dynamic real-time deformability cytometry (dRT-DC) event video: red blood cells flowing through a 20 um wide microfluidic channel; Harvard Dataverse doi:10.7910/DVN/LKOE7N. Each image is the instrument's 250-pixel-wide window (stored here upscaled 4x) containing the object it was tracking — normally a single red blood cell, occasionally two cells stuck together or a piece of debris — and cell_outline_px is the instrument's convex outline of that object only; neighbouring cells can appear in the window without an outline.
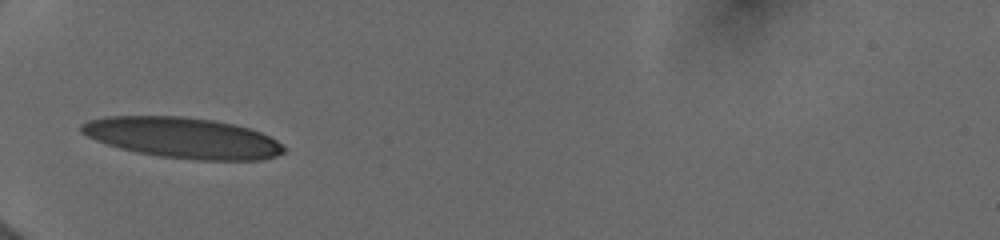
{"species": "human", "species_latin": "Homo sapiens", "temperature_condition": "cold", "stored_images_in_passage": 69, "camera_frame_rate_fps": 3000, "um_per_image_px": 0.085, "donor": {"sex": "female"}, "frame": {"image": 1, "passage_image": 1, "time_ms": 0.0, "image_size_px": [1000, 240], "cell_outline_px": [[284, 152], [276, 156], [260, 160], [196, 160], [160, 156], [136, 152], [120, 148], [96, 140], [80, 132], [80, 124], [88, 120], [104, 116], [184, 116], [216, 120], [248, 128], [260, 132], [276, 140], [284, 148]], "centroid_in_image_um": [15.51, 11.7], "position_along_channel_um": 69.5, "area_um2": 47.97}}
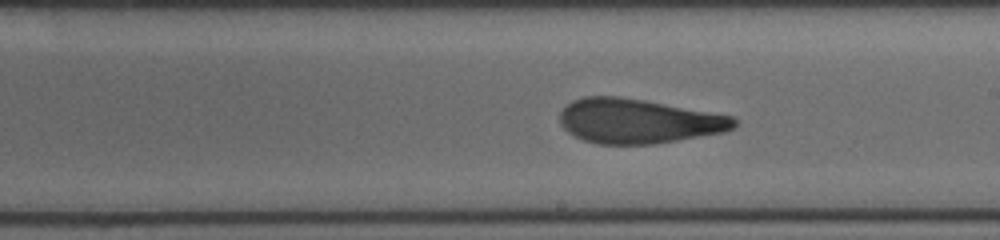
{"frame": {"image": 2, "passage_image": 28, "time_ms": 4.333, "image_size_px": [1000, 240], "cell_outline_px": [[736, 124], [732, 128], [724, 132], [652, 144], [596, 144], [584, 140], [568, 132], [560, 124], [560, 112], [572, 100], [584, 96], [616, 96], [644, 100], [732, 116], [736, 120]], "centroid_in_image_um": [54.21, 10.29], "position_along_channel_um": 234.8, "area_um2": 44.85}}
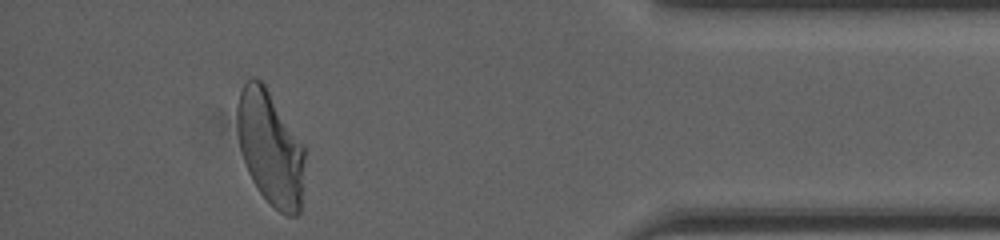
{"frame": {"image": 3, "passage_image": 59, "time_ms": 9.667, "image_size_px": [1000, 240], "cell_outline_px": [[304, 160], [300, 212], [296, 216], [288, 216], [280, 212], [260, 192], [252, 180], [248, 172], [240, 148], [236, 128], [236, 108], [240, 92], [244, 84], [252, 76], [260, 80], [264, 84], [304, 144]], "centroid_in_image_um": [22.96, 12.55], "position_along_channel_um": 412.2, "area_um2": 44.8}, "authors_computed_cell_mechanics": {"area_um2": 45.8932, "velocity_mm_per_s": 3.9666, "shape_relaxation_time_tau1_ms": 5.9218, "shape_relaxation_time_tau2_ms": 1.5191, "deformation_change_tau1": 0.2202, "deformation_change_tau2": 0.0998}}